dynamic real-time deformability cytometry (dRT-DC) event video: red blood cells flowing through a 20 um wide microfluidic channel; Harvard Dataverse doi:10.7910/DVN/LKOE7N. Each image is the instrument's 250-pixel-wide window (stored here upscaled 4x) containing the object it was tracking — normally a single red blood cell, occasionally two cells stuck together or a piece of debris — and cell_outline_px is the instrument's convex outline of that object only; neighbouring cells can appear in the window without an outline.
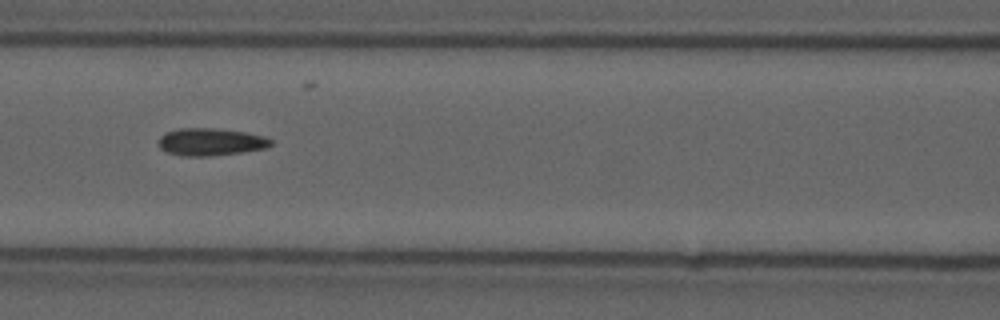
{"species": "common noctule bat (a hibernating species)", "species_latin": "Nyctalus noctula", "temperature_condition": "cold", "stored_images_in_passage": 11, "camera_frame_rate_fps": 3000, "um_per_image_px": 0.085, "animal": {"sex": "male", "forearm_length_mm": 52.5}, "frame": {"image": 1, "passage_image": 4, "time_ms": 1.0, "image_size_px": [1000, 320], "cell_outline_px": [[272, 144], [268, 148], [240, 152], [208, 156], [188, 156], [168, 152], [160, 148], [160, 136], [168, 132], [180, 128], [212, 128], [244, 132], [264, 136], [272, 140]], "centroid_in_image_um": [17.95, 12.06], "position_along_channel_um": 148.7, "area_um2": 17.63}}
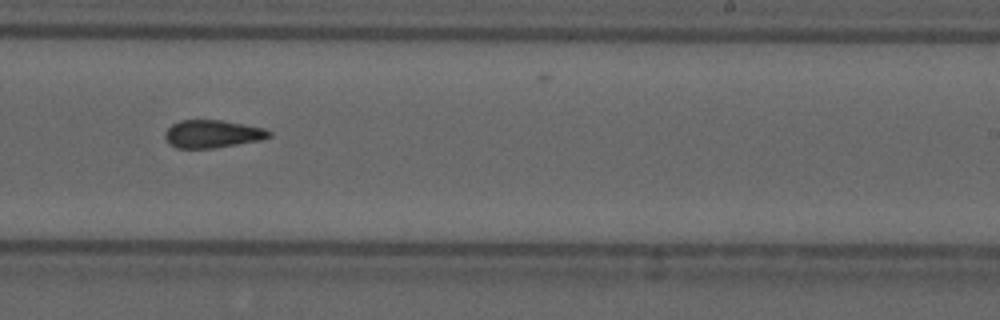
{"frame": {"image": 2, "passage_image": 7, "time_ms": 2.0, "image_size_px": [1000, 320], "cell_outline_px": [[272, 136], [264, 140], [212, 148], [176, 148], [168, 144], [164, 136], [164, 132], [172, 124], [180, 120], [220, 120], [244, 124], [264, 128], [272, 132]], "centroid_in_image_um": [18.06, 11.39], "position_along_channel_um": 270.9, "area_um2": 17.05}}
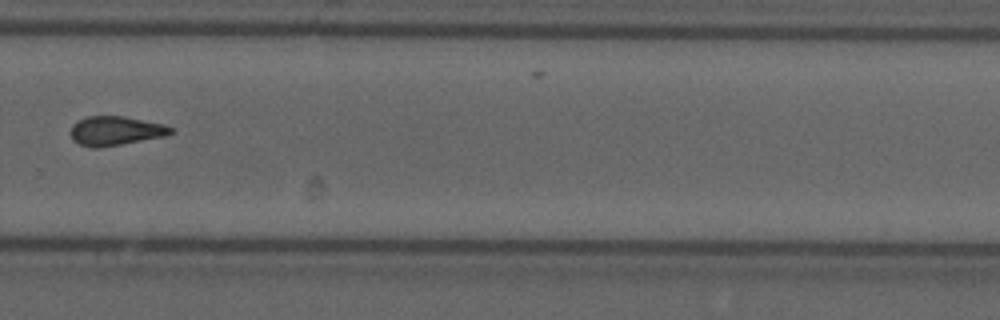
{"frame": {"image": 3, "passage_image": 8, "time_ms": 2.333, "image_size_px": [1000, 320], "cell_outline_px": [[176, 132], [164, 136], [100, 148], [92, 148], [80, 144], [72, 140], [72, 124], [76, 120], [88, 116], [124, 116], [164, 124], [172, 128]], "centroid_in_image_um": [9.82, 11.12], "position_along_channel_um": 320.0, "area_um2": 17.05}}